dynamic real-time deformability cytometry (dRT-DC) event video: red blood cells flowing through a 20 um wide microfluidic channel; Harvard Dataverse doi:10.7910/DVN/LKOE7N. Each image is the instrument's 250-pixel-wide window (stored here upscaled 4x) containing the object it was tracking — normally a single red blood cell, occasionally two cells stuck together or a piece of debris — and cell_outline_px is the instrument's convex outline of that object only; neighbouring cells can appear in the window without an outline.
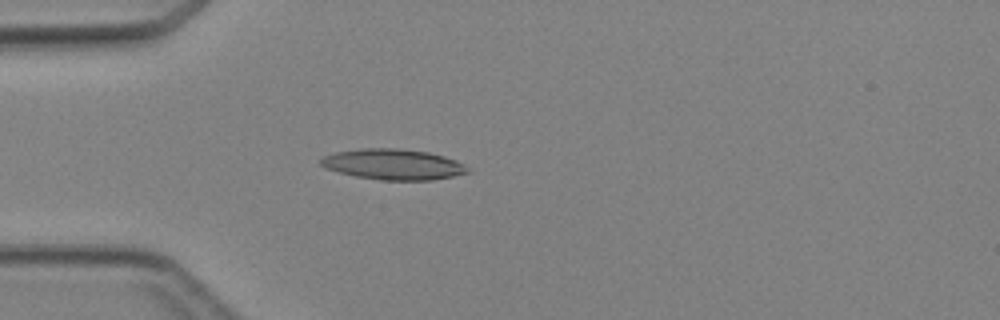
{"species": "Egyptian fruit bat (a non-hibernating species)", "species_latin": "Rousettus aegyptiacus", "temperature_condition": "cold", "stored_images_in_passage": 2, "camera_frame_rate_fps": 3000, "um_per_image_px": 0.085, "animal": {"sex": "female"}, "frame": {"image": 1, "passage_image": 2, "time_ms": 1.0, "image_size_px": [1000, 320], "cell_outline_px": [[472, 172], [432, 180], [384, 180], [356, 176], [340, 172], [328, 168], [320, 164], [320, 160], [324, 156], [336, 152], [360, 148], [400, 148], [428, 152], [444, 156], [456, 160], [464, 164]], "centroid_in_image_um": [33.47, 13.96], "position_along_channel_um": 51.5, "area_um2": 26.13}}